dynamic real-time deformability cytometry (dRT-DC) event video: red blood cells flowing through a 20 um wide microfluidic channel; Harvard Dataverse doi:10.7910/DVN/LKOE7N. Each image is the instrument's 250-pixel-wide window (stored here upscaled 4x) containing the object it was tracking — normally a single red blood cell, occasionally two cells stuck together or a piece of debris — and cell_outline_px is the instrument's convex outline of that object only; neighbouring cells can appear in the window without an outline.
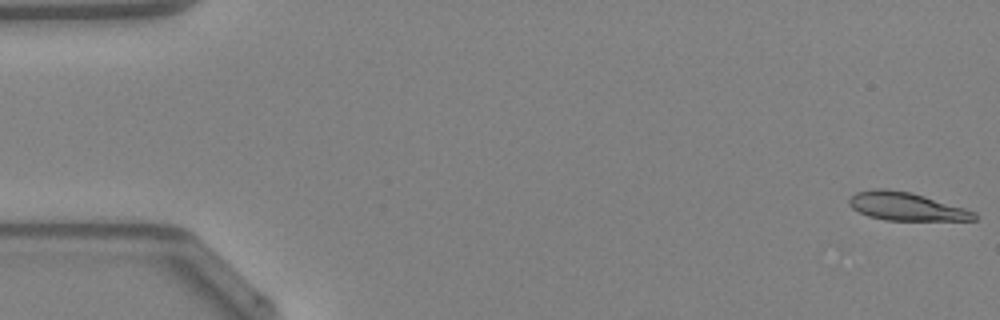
{"species": "Egyptian fruit bat (a non-hibernating species)", "species_latin": "Rousettus aegyptiacus", "temperature_condition": "warm", "stored_images_in_passage": 48, "camera_frame_rate_fps": 3000, "um_per_image_px": 0.085, "animal": {"sex": "female"}, "frame": {"image": 1, "passage_image": 1, "time_ms": 0.0, "image_size_px": [1000, 320], "cell_outline_px": [[976, 220], [884, 220], [868, 216], [852, 208], [848, 204], [848, 200], [856, 192], [876, 188], [884, 188], [908, 192], [924, 196], [964, 208], [976, 212]], "centroid_in_image_um": [76.99, 17.55], "position_along_channel_um": 8.0, "area_um2": 20.29}}
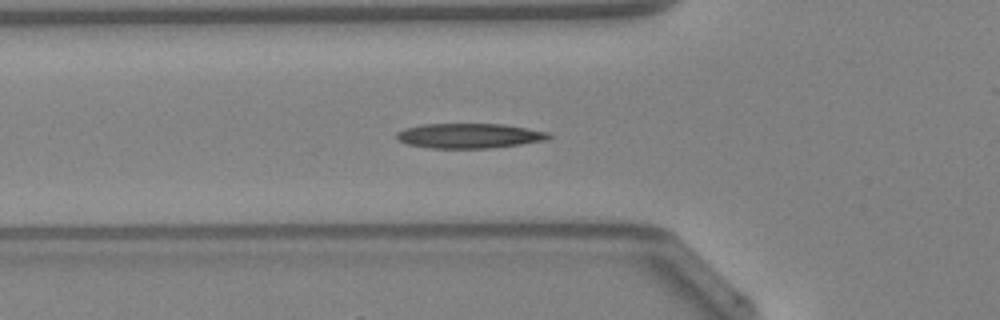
{"frame": {"image": 2, "passage_image": 17, "time_ms": 5.333, "image_size_px": [1000, 320], "cell_outline_px": [[552, 136], [548, 140], [492, 148], [428, 148], [408, 144], [400, 140], [396, 136], [396, 132], [404, 128], [424, 124], [504, 124], [548, 132]], "centroid_in_image_um": [39.9, 11.54], "position_along_channel_um": 85.9, "area_um2": 22.02}}
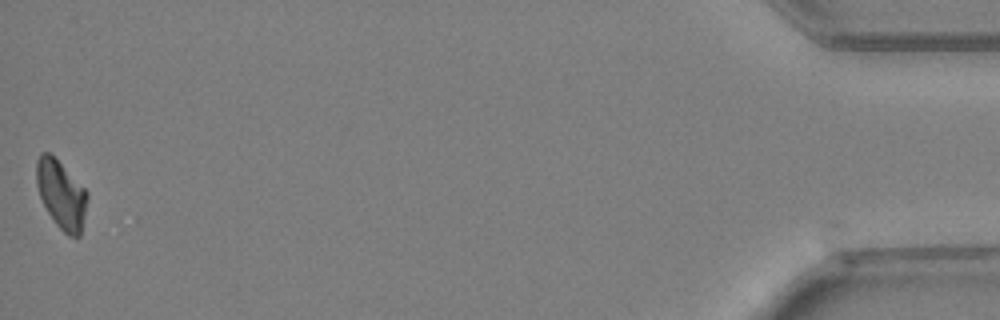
{"frame": {"image": 3, "passage_image": 48, "time_ms": 15.667, "image_size_px": [1000, 320], "cell_outline_px": [[88, 196], [80, 236], [68, 236], [56, 224], [48, 212], [40, 196], [36, 184], [36, 160], [40, 152], [48, 152], [88, 192]], "centroid_in_image_um": [5.19, 16.54], "position_along_channel_um": 430.0, "area_um2": 19.77}}